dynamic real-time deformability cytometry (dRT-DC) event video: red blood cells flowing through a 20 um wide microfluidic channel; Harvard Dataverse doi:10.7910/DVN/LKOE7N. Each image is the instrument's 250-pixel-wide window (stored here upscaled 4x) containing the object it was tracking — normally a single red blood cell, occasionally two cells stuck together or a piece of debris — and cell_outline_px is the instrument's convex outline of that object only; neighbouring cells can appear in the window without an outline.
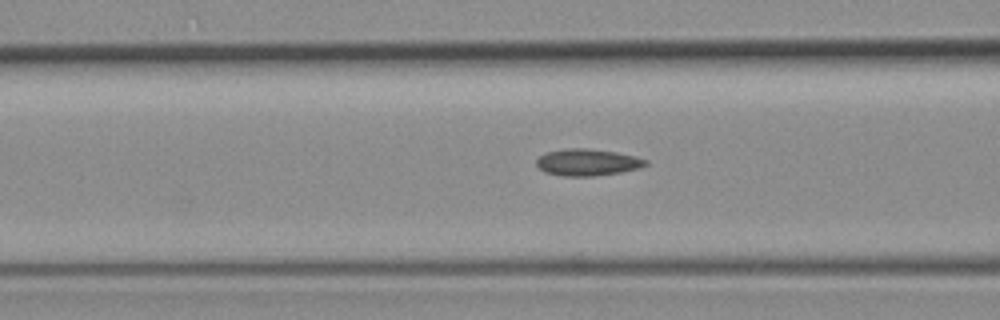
{"species": "common noctule bat (a hibernating species)", "species_latin": "Nyctalus noctula", "temperature_condition": "room temperature", "stored_images_in_passage": 5, "camera_frame_rate_fps": 3000, "um_per_image_px": 0.085, "animal": {"sex": "female", "body_mass_g": 19.3, "forearm_length_mm": 54.1}, "frame": {"image": 1, "passage_image": 5, "time_ms": 4.667, "image_size_px": [1000, 320], "cell_outline_px": [[648, 164], [640, 168], [620, 172], [592, 176], [564, 176], [544, 172], [536, 164], [536, 160], [540, 156], [548, 152], [564, 148], [588, 148], [616, 152], [636, 156], [648, 160]], "centroid_in_image_um": [49.95, 13.79], "position_along_channel_um": 116.6, "area_um2": 17.05}}